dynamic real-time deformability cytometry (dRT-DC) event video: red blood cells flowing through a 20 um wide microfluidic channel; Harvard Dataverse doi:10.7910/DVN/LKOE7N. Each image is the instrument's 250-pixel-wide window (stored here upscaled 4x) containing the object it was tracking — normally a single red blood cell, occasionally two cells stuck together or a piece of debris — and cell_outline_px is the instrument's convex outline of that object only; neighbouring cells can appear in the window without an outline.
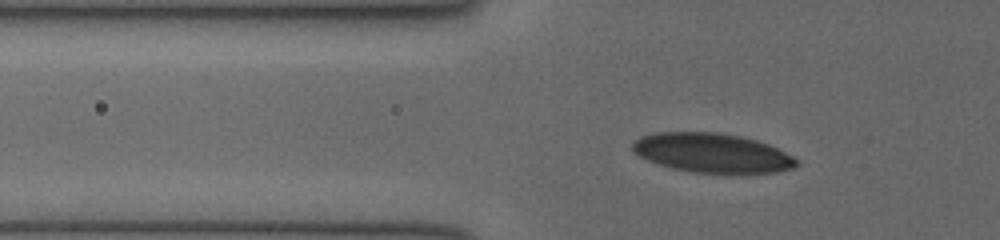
{"species": "human", "species_latin": "Homo sapiens", "temperature_condition": "cold", "stored_images_in_passage": 39, "camera_frame_rate_fps": 3000, "um_per_image_px": 0.085, "donor": {"sex": "female"}, "frame": {"image": 1, "passage_image": 10, "time_ms": 3.0, "image_size_px": [1000, 240], "cell_outline_px": [[796, 164], [792, 168], [776, 172], [692, 172], [672, 168], [648, 160], [632, 152], [632, 144], [640, 136], [656, 132], [716, 132], [740, 136], [756, 140], [768, 144], [792, 156], [796, 160]], "centroid_in_image_um": [60.47, 12.98], "position_along_channel_um": 65.3, "area_um2": 36.99}}
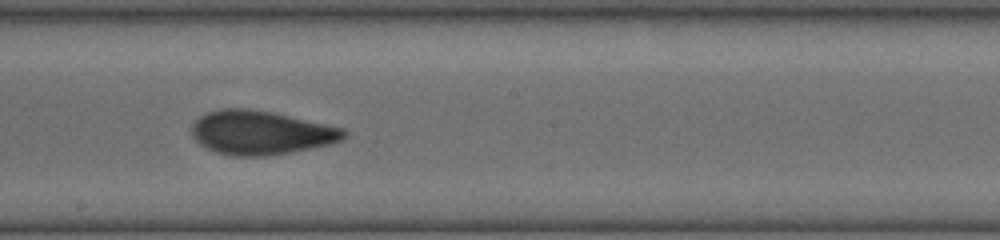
{"frame": {"image": 2, "passage_image": 22, "time_ms": 7.0, "image_size_px": [1000, 240], "cell_outline_px": [[348, 136], [332, 144], [292, 152], [264, 156], [228, 156], [216, 152], [200, 144], [192, 136], [192, 124], [200, 116], [208, 112], [224, 108], [248, 108], [272, 112], [344, 128], [348, 132]], "centroid_in_image_um": [22.19, 11.28], "position_along_channel_um": 226.0, "area_um2": 39.02}}
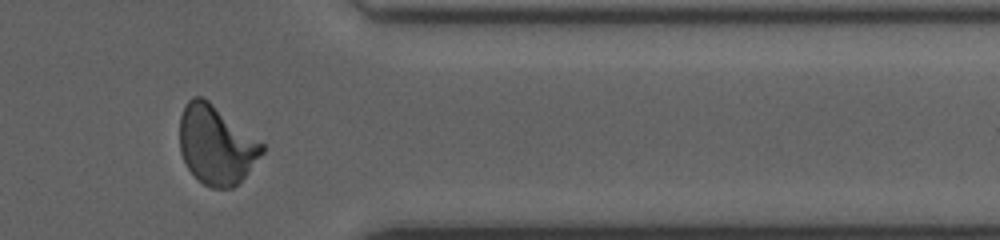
{"frame": {"image": 3, "passage_image": 34, "time_ms": 11.0, "image_size_px": [1000, 240], "cell_outline_px": [[264, 152], [248, 172], [232, 188], [212, 188], [196, 180], [188, 168], [180, 152], [180, 116], [184, 104], [192, 96], [200, 96], [208, 100], [264, 144]], "centroid_in_image_um": [18.35, 12.31], "position_along_channel_um": 393.1, "area_um2": 37.74}}